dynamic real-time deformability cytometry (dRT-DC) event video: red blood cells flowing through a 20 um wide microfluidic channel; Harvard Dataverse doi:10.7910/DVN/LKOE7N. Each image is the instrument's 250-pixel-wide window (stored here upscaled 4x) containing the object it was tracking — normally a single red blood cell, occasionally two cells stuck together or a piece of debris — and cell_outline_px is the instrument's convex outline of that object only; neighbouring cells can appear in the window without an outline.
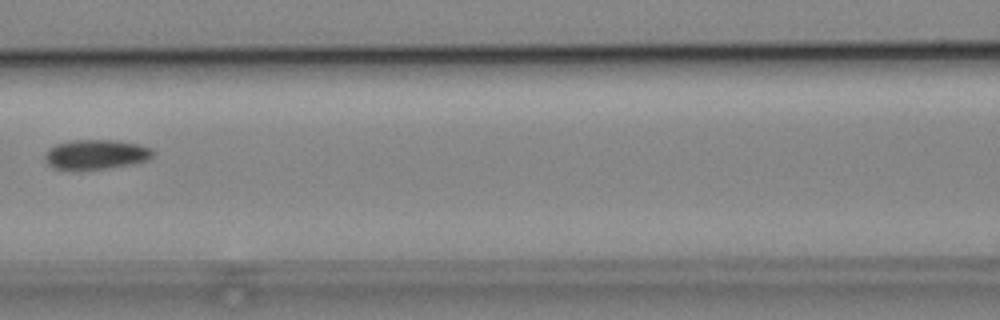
{"species": "common noctule bat (a hibernating species)", "species_latin": "Nyctalus noctula", "temperature_condition": "cold", "stored_images_in_passage": 5, "camera_frame_rate_fps": 3000, "um_per_image_px": 0.085, "animal": {"sex": "male", "body_mass_g": 19.2, "forearm_length_mm": 51.8}, "frame": {"image": 1, "passage_image": 5, "time_ms": 5.667, "image_size_px": [1000, 320], "cell_outline_px": [[156, 152], [148, 160], [108, 168], [72, 172], [52, 168], [44, 160], [44, 156], [48, 148], [56, 144], [72, 140], [116, 140], [140, 144], [152, 148]], "centroid_in_image_um": [8.11, 13.15], "position_along_channel_um": 158.5, "area_um2": 19.31}}